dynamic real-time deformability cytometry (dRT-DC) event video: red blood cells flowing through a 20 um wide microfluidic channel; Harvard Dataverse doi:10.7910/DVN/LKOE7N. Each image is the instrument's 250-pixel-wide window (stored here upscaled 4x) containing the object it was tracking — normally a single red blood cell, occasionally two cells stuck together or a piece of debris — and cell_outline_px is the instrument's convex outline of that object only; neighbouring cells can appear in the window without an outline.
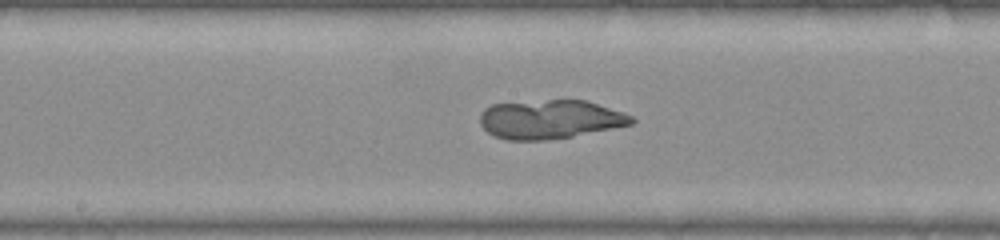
{"species": "common noctule bat (a hibernating species)", "species_latin": "Nyctalus noctula", "temperature_condition": "warm", "stored_images_in_passage": 51, "camera_frame_rate_fps": 3000, "um_per_image_px": 0.085, "animal": {"sex": "female", "body_mass_g": 22.0, "forearm_length_mm": 56.7}, "frame": {"image": 1, "passage_image": 26, "time_ms": 8.333, "image_size_px": [1000, 240], "cell_outline_px": [[636, 120], [632, 124], [572, 136], [544, 140], [504, 140], [492, 136], [480, 124], [480, 112], [484, 108], [492, 104], [548, 100], [584, 100], [624, 112], [632, 116]], "centroid_in_image_um": [46.72, 10.14], "position_along_channel_um": 201.5, "area_um2": 34.28}}
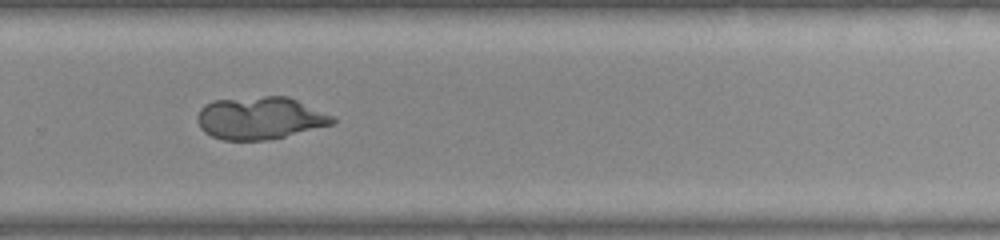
{"frame": {"image": 2, "passage_image": 34, "time_ms": 11.0, "image_size_px": [1000, 240], "cell_outline_px": [[336, 120], [332, 124], [284, 136], [264, 140], [224, 140], [212, 136], [204, 132], [200, 128], [196, 120], [196, 116], [200, 108], [204, 104], [212, 100], [264, 96], [288, 96], [336, 116]], "centroid_in_image_um": [22.08, 10.02], "position_along_channel_um": 307.7, "area_um2": 33.64}}
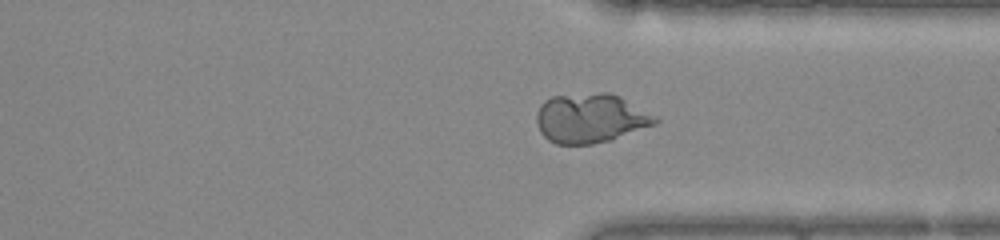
{"frame": {"image": 3, "passage_image": 38, "time_ms": 12.333, "image_size_px": [1000, 240], "cell_outline_px": [[660, 120], [656, 124], [612, 140], [592, 144], [556, 144], [548, 140], [540, 132], [536, 124], [536, 112], [540, 104], [544, 100], [552, 96], [600, 92], [608, 92], [620, 96], [656, 116]], "centroid_in_image_um": [50.18, 10.05], "position_along_channel_um": 361.2, "area_um2": 34.45}}